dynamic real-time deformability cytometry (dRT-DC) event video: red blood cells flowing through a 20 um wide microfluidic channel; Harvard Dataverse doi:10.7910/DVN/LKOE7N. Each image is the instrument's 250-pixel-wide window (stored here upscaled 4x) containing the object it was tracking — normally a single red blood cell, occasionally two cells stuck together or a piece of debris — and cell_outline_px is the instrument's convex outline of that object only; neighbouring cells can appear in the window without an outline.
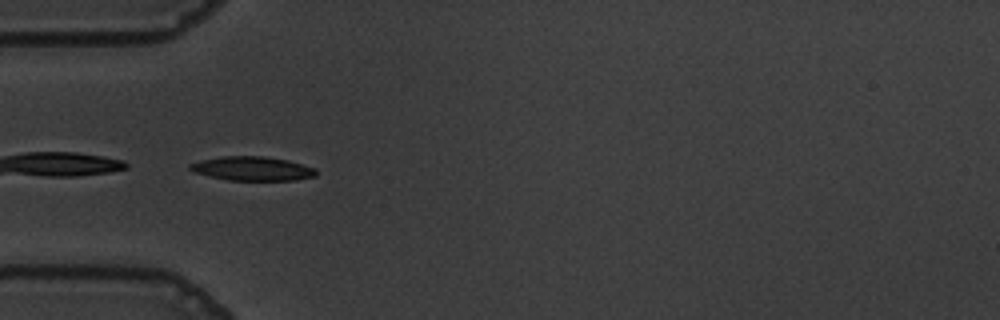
{"species": "common noctule bat (a hibernating species)", "species_latin": "Nyctalus noctula", "temperature_condition": "warm", "stored_images_in_passage": 12, "camera_frame_rate_fps": 3000, "um_per_image_px": 0.085, "animal": {"sex": "male", "body_mass_g": 19.5, "forearm_length_mm": 54.6}, "frame": {"image": 1, "passage_image": 1, "time_ms": 0.0, "image_size_px": [1000, 320], "cell_outline_px": [[316, 176], [296, 180], [228, 180], [192, 172], [188, 168], [188, 164], [200, 160], [220, 156], [264, 156], [288, 160], [316, 168]], "centroid_in_image_um": [21.42, 14.32], "position_along_channel_um": 63.6, "area_um2": 17.8}}
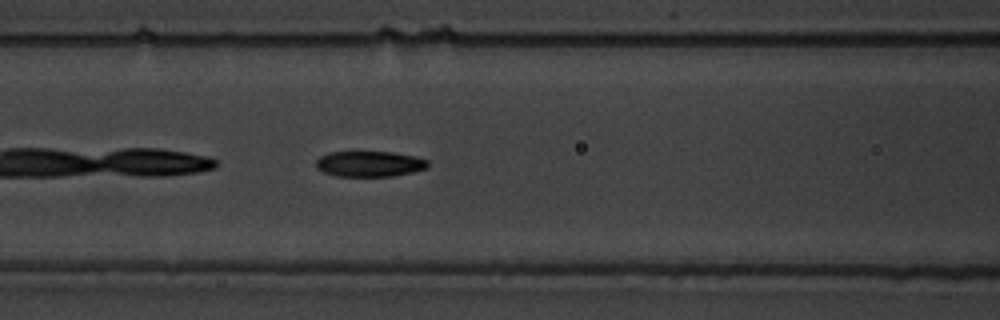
{"frame": {"image": 2, "passage_image": 7, "time_ms": 2.0, "image_size_px": [1000, 320], "cell_outline_px": [[428, 168], [412, 172], [392, 176], [336, 176], [324, 172], [316, 168], [316, 160], [320, 156], [328, 152], [392, 152], [416, 156], [428, 160]], "centroid_in_image_um": [31.41, 13.92], "position_along_channel_um": 135.2, "area_um2": 16.76}}
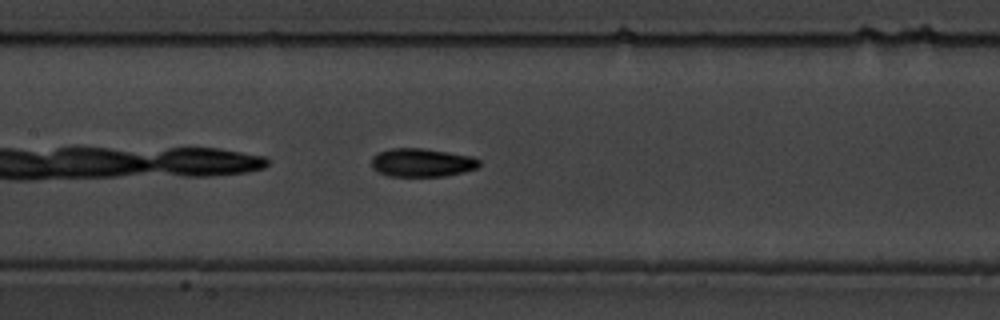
{"frame": {"image": 3, "passage_image": 10, "time_ms": 3.0, "image_size_px": [1000, 320], "cell_outline_px": [[480, 164], [476, 168], [464, 172], [444, 176], [388, 176], [372, 168], [372, 156], [380, 152], [392, 148], [424, 148], [472, 156], [480, 160]], "centroid_in_image_um": [35.87, 13.82], "position_along_channel_um": 171.5, "area_um2": 17.8}}